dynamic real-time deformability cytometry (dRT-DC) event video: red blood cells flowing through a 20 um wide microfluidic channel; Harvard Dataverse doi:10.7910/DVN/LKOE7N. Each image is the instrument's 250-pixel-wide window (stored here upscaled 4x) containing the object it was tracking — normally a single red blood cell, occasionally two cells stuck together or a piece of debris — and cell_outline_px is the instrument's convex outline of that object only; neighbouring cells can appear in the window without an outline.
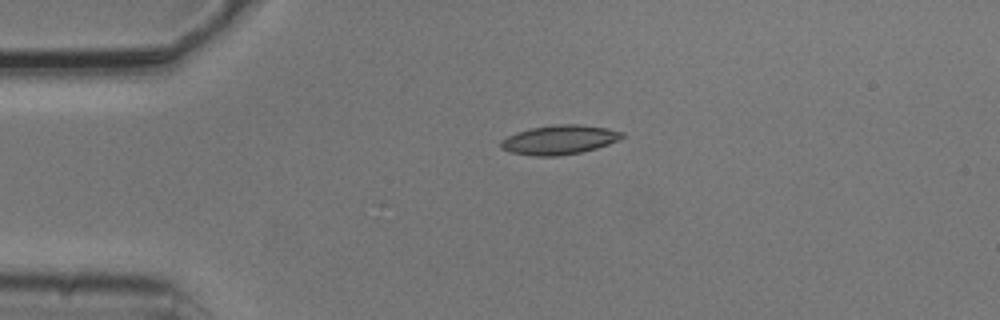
{"species": "common noctule bat (a hibernating species)", "species_latin": "Nyctalus noctula", "temperature_condition": "cold", "stored_images_in_passage": 4, "camera_frame_rate_fps": 3000, "um_per_image_px": 0.085, "animal": {"sex": "male", "body_mass_g": 20.5, "forearm_length_mm": 52.5}, "frame": {"image": 1, "passage_image": 3, "time_ms": 0.667, "image_size_px": [1000, 320], "cell_outline_px": [[624, 136], [608, 144], [596, 148], [580, 152], [560, 156], [532, 156], [512, 152], [500, 148], [500, 140], [516, 132], [532, 128], [556, 124], [580, 124], [608, 128], [624, 132]], "centroid_in_image_um": [47.53, 11.88], "position_along_channel_um": 37.5, "area_um2": 20.63}}